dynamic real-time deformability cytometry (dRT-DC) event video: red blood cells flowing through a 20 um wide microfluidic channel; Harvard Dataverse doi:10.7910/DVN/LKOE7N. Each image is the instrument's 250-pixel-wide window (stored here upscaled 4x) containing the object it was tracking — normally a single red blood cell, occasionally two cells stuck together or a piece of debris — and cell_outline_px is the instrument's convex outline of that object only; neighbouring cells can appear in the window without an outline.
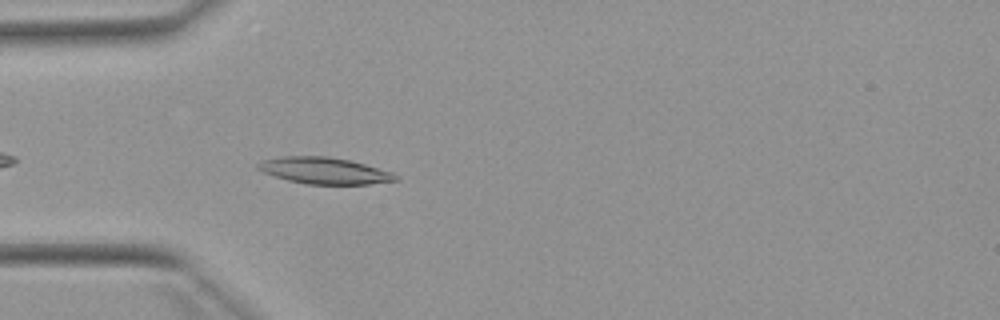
{"species": "Egyptian fruit bat (a non-hibernating species)", "species_latin": "Rousettus aegyptiacus", "temperature_condition": "warm", "stored_images_in_passage": 19, "camera_frame_rate_fps": 3000, "um_per_image_px": 0.085, "animal": {"sex": "female"}, "frame": {"image": 1, "passage_image": 3, "time_ms": 0.667, "image_size_px": [1000, 320], "cell_outline_px": [[400, 180], [368, 184], [308, 184], [288, 180], [264, 172], [256, 168], [256, 164], [260, 160], [280, 156], [328, 156], [348, 160], [364, 164], [392, 172], [400, 176]], "centroid_in_image_um": [27.57, 14.5], "position_along_channel_um": 57.4, "area_um2": 21.27}}
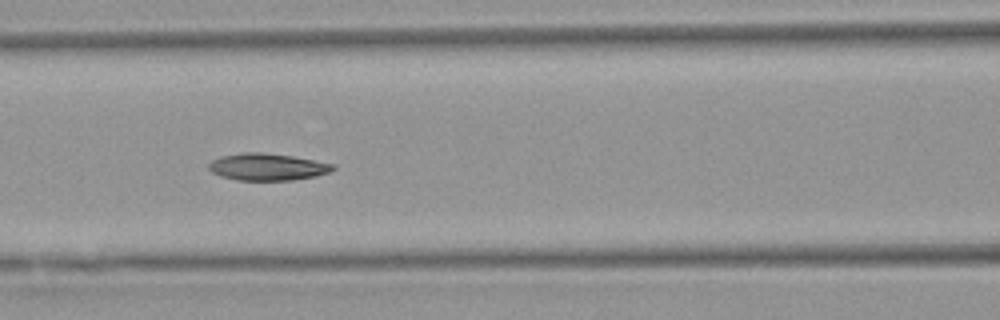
{"frame": {"image": 2, "passage_image": 10, "time_ms": 3.0, "image_size_px": [1000, 320], "cell_outline_px": [[336, 168], [328, 172], [316, 176], [292, 180], [236, 180], [220, 176], [212, 172], [208, 168], [208, 164], [212, 160], [220, 156], [244, 152], [260, 152], [292, 156], [336, 164]], "centroid_in_image_um": [22.72, 14.18], "position_along_channel_um": 143.9, "area_um2": 19.59}}
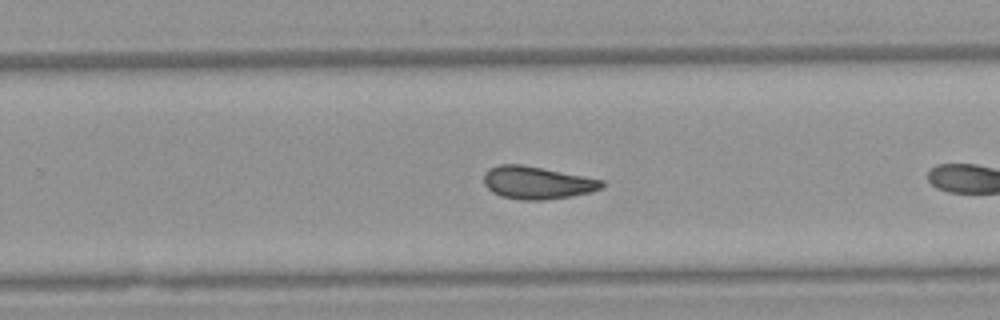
{"frame": {"image": 3, "passage_image": 18, "time_ms": 5.667, "image_size_px": [1000, 320], "cell_outline_px": [[604, 184], [600, 188], [592, 192], [572, 196], [544, 200], [520, 200], [500, 196], [492, 192], [484, 184], [484, 172], [488, 168], [500, 164], [524, 164], [604, 180]], "centroid_in_image_um": [45.63, 15.52], "position_along_channel_um": 284.2, "area_um2": 22.66}}